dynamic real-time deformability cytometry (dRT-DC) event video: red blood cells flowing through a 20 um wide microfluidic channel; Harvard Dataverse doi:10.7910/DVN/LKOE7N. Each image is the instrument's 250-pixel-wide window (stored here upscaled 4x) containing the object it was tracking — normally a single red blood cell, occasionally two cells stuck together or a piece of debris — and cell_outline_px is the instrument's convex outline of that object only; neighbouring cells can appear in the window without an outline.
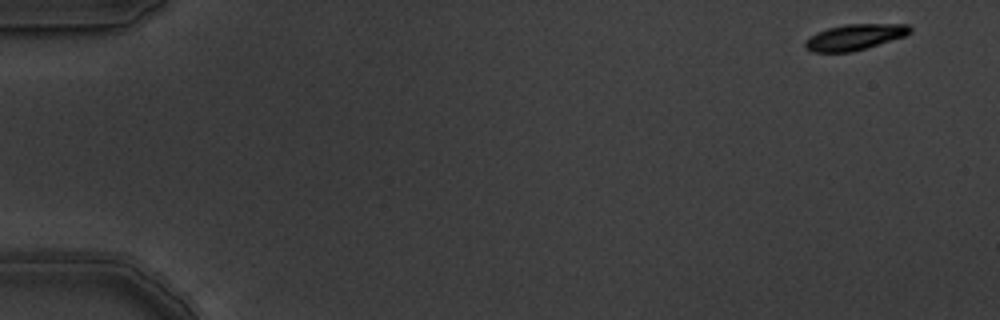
{"species": "common noctule bat (a hibernating species)", "species_latin": "Nyctalus noctula", "temperature_condition": "warm", "stored_images_in_passage": 8, "camera_frame_rate_fps": 3000, "um_per_image_px": 0.085, "animal": {"sex": "male", "body_mass_g": 19.5, "forearm_length_mm": 54.6}, "frame": {"image": 1, "passage_image": 1, "time_ms": 0.0, "image_size_px": [1000, 320], "cell_outline_px": [[912, 32], [904, 36], [852, 52], [812, 52], [804, 48], [804, 40], [816, 32], [828, 28], [844, 24], [908, 24], [912, 28]], "centroid_in_image_um": [72.61, 3.15], "position_along_channel_um": 12.4, "area_um2": 15.84}}
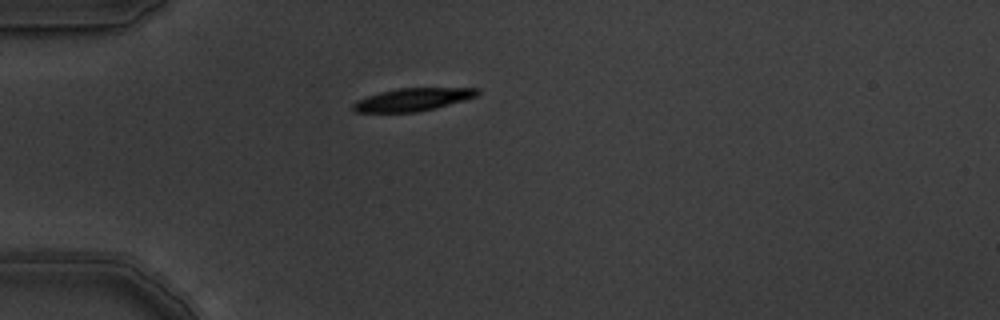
{"frame": {"image": 2, "passage_image": 5, "time_ms": 1.333, "image_size_px": [1000, 320], "cell_outline_px": [[480, 92], [476, 96], [464, 100], [436, 108], [416, 112], [356, 112], [352, 108], [352, 104], [356, 100], [380, 92], [396, 88], [480, 88]], "centroid_in_image_um": [35.07, 8.46], "position_along_channel_um": 49.9, "area_um2": 16.47}}
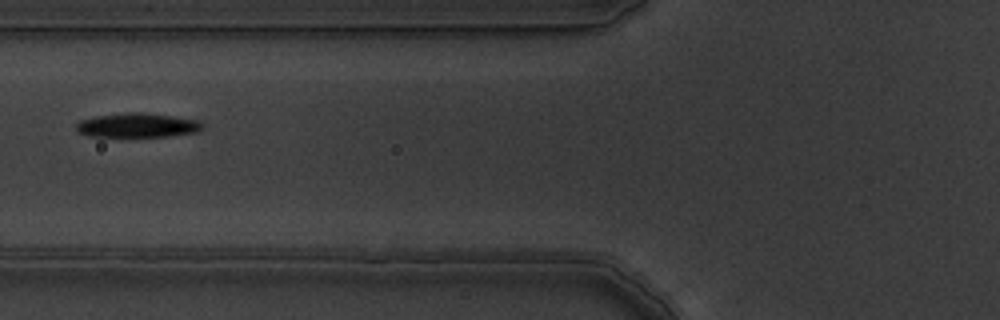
{"frame": {"image": 3, "passage_image": 7, "time_ms": 2.0, "image_size_px": [1000, 320], "cell_outline_px": [[204, 128], [196, 132], [168, 136], [88, 136], [80, 132], [76, 128], [76, 124], [80, 120], [96, 116], [124, 112], [140, 112], [172, 116], [200, 120], [204, 124]], "centroid_in_image_um": [11.71, 10.64], "position_along_channel_um": 114.1, "area_um2": 17.8}}